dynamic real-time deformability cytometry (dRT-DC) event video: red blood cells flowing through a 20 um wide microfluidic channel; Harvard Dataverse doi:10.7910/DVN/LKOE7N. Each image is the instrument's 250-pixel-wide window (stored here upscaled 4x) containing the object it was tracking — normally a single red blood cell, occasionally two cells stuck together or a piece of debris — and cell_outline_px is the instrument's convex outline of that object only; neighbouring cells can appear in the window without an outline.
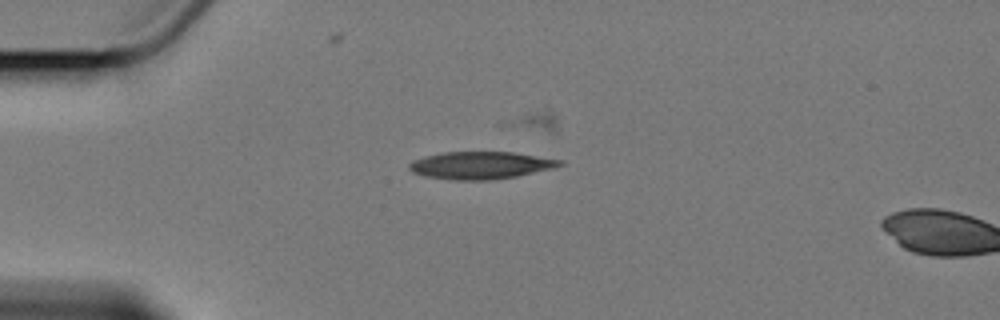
{"species": "Egyptian fruit bat (a non-hibernating species)", "species_latin": "Rousettus aegyptiacus", "temperature_condition": "cold", "stored_images_in_passage": 2, "segment_of_instrument_passage": [1, 2], "camera_frame_rate_fps": 3000, "um_per_image_px": 0.085, "animal": {"sex": "female"}, "frame": {"image": 1, "passage_image": 1, "time_ms": 0.0, "image_size_px": [1000, 320], "cell_outline_px": [[564, 164], [552, 168], [516, 176], [488, 180], [452, 180], [424, 176], [412, 172], [408, 168], [408, 164], [412, 160], [424, 156], [444, 152], [512, 152], [564, 160]], "centroid_in_image_um": [40.81, 14.05], "position_along_channel_um": 44.2, "area_um2": 24.04}}